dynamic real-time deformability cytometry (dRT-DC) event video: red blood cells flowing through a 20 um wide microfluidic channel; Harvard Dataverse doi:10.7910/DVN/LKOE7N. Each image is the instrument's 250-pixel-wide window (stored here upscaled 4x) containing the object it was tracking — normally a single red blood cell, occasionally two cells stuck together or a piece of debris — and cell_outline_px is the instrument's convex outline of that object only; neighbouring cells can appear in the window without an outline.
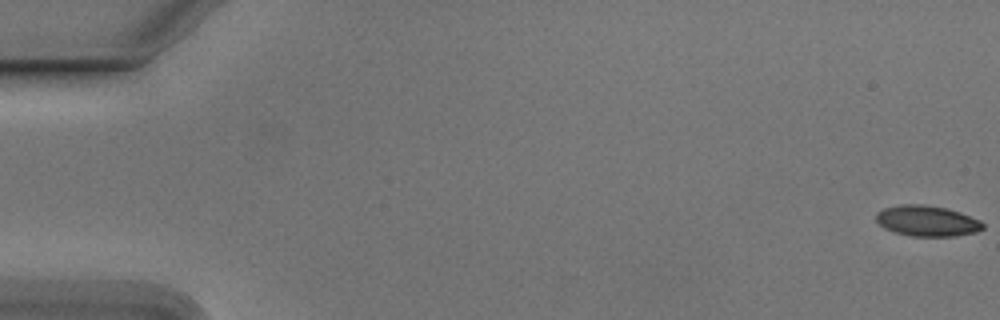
{"species": "Egyptian fruit bat (a non-hibernating species)", "species_latin": "Rousettus aegyptiacus", "temperature_condition": "cold", "stored_images_in_passage": 18, "camera_frame_rate_fps": 3000, "um_per_image_px": 0.085, "animal": {"sex": "male"}, "frame": {"image": 1, "passage_image": 1, "time_ms": 0.0, "image_size_px": [1000, 320], "cell_outline_px": [[984, 228], [976, 232], [956, 236], [912, 236], [896, 232], [884, 228], [876, 220], [876, 212], [884, 208], [900, 204], [924, 204], [948, 208], [960, 212], [980, 220], [984, 224]], "centroid_in_image_um": [78.81, 18.76], "position_along_channel_um": 6.2, "area_um2": 19.19}}
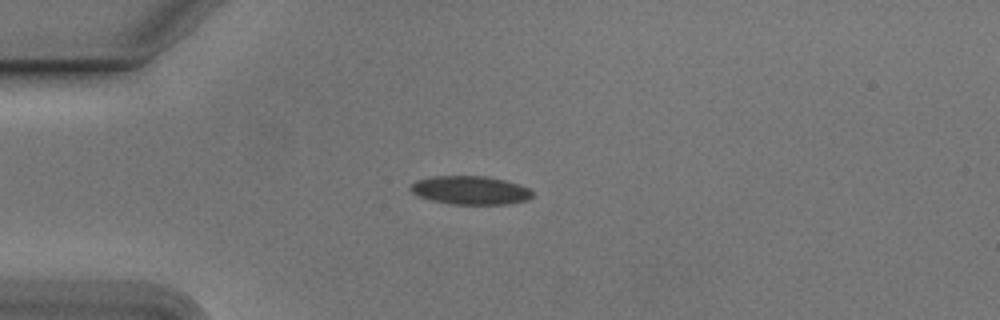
{"frame": {"image": 2, "passage_image": 15, "time_ms": 4.667, "image_size_px": [1000, 320], "cell_outline_px": [[532, 196], [528, 200], [508, 204], [448, 204], [432, 200], [420, 196], [412, 192], [408, 188], [408, 184], [416, 180], [428, 176], [488, 176], [520, 184], [528, 188], [532, 192]], "centroid_in_image_um": [39.94, 16.16], "position_along_channel_um": 45.1, "area_um2": 20.46}}